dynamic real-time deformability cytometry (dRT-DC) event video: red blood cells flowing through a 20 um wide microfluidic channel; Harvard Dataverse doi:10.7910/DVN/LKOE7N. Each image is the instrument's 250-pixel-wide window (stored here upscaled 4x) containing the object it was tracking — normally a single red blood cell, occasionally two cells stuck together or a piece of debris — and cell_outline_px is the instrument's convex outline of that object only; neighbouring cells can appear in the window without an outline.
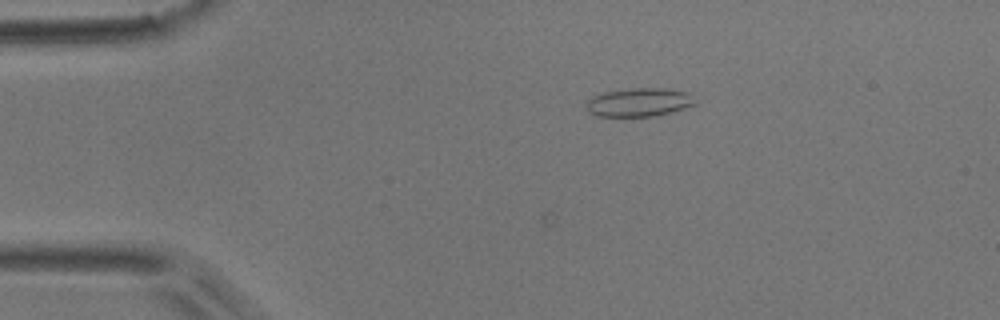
{"species": "common noctule bat (a hibernating species)", "species_latin": "Nyctalus noctula", "temperature_condition": "room temperature", "stored_images_in_passage": 11, "camera_frame_rate_fps": 3000, "um_per_image_px": 0.085, "animal": {"sex": "male", "body_mass_g": 17.9}, "frame": {"image": 1, "passage_image": 1, "time_ms": 0.0, "image_size_px": [1000, 320], "cell_outline_px": [[696, 104], [672, 112], [656, 116], [596, 116], [588, 112], [588, 100], [592, 96], [604, 92], [632, 88], [664, 88], [692, 92]], "centroid_in_image_um": [54.37, 8.68], "position_along_channel_um": 30.6, "area_um2": 18.21}}
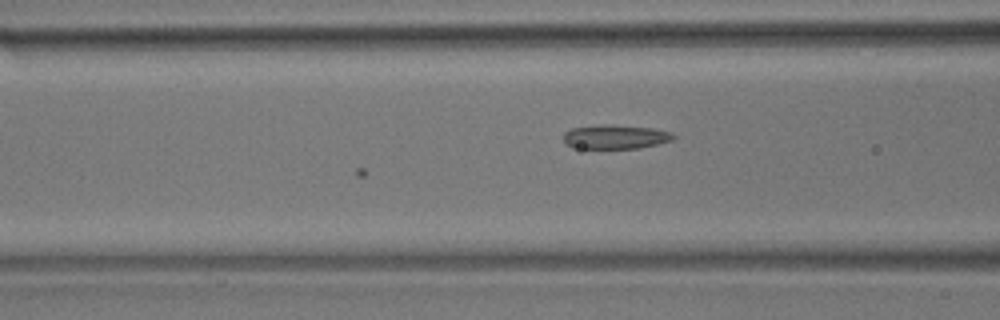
{"frame": {"image": 2, "passage_image": 11, "time_ms": 3.333, "image_size_px": [1000, 320], "cell_outline_px": [[676, 136], [672, 140], [640, 148], [572, 148], [564, 144], [564, 132], [572, 128], [604, 124], [608, 124], [652, 128], [672, 132]], "centroid_in_image_um": [52.28, 11.63], "position_along_channel_um": 114.3, "area_um2": 15.49}}